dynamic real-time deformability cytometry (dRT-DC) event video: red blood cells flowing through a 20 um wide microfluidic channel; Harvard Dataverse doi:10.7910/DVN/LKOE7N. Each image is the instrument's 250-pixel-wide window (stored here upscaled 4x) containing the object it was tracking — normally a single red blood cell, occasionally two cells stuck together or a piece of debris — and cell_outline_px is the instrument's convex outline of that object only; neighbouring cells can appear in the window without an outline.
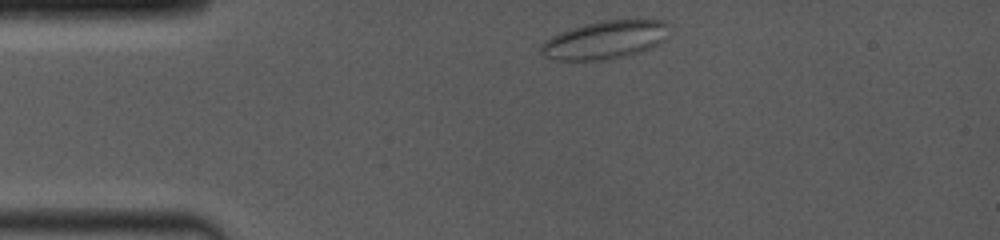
{"species": "common noctule bat (a hibernating species)", "species_latin": "Nyctalus noctula", "temperature_condition": "room temperature", "stored_images_in_passage": 3, "camera_frame_rate_fps": 4000, "um_per_image_px": 0.085, "animal": {"sex": "female", "body_mass_g": 19.0, "forearm_length_mm": 53.3}, "frame": {"image": 1, "passage_image": 1, "time_ms": 0.0, "image_size_px": [1000, 240], "cell_outline_px": [[672, 28], [656, 44], [648, 48], [636, 52], [616, 56], [592, 60], [552, 60], [544, 56], [540, 52], [540, 44], [544, 40], [560, 32], [584, 24], [604, 20], [668, 20]], "centroid_in_image_um": [51.37, 3.36], "position_along_channel_um": 33.6, "area_um2": 27.92}}